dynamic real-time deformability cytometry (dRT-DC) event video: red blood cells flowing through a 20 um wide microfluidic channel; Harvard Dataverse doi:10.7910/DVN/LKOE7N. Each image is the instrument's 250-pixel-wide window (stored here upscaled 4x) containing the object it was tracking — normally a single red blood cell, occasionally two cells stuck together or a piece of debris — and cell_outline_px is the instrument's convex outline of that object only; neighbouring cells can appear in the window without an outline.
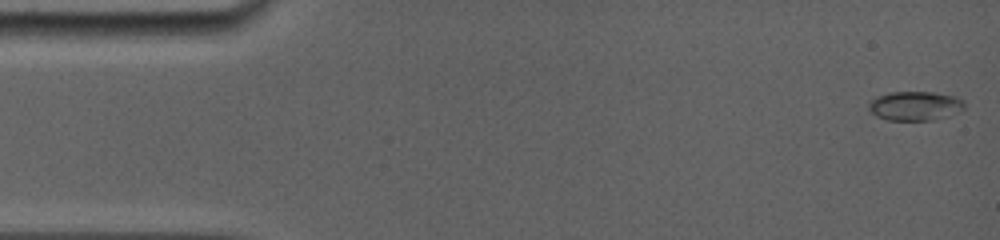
{"species": "common noctule bat (a hibernating species)", "species_latin": "Nyctalus noctula", "temperature_condition": "room temperature", "stored_images_in_passage": 44, "camera_frame_rate_fps": 5000, "um_per_image_px": 0.085, "animal": {"sex": "female", "body_mass_g": 19.0, "forearm_length_mm": 56.7}, "frame": {"image": 1, "passage_image": 1, "time_ms": 0.0, "image_size_px": [1000, 240], "cell_outline_px": [[964, 108], [960, 112], [936, 120], [888, 120], [876, 116], [868, 108], [868, 104], [876, 96], [888, 92], [932, 92], [952, 96], [964, 100]], "centroid_in_image_um": [77.78, 9.0], "position_along_channel_um": 7.2, "area_um2": 16.36}}
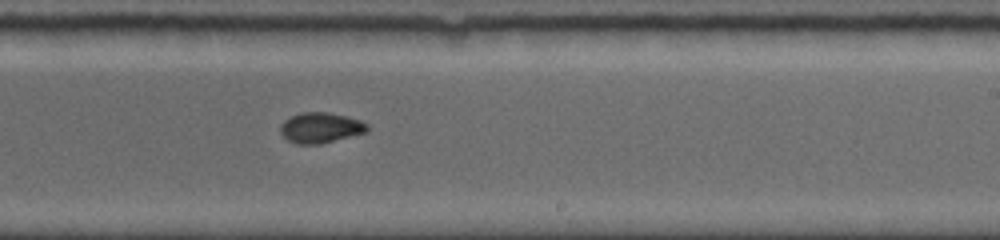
{"frame": {"image": 2, "passage_image": 22, "time_ms": 9.6, "image_size_px": [1000, 240], "cell_outline_px": [[368, 132], [320, 144], [296, 144], [288, 140], [280, 132], [280, 124], [284, 120], [300, 112], [328, 112], [348, 116], [360, 120], [368, 124]], "centroid_in_image_um": [27.26, 10.85], "position_along_channel_um": 261.7, "area_um2": 15.55}}
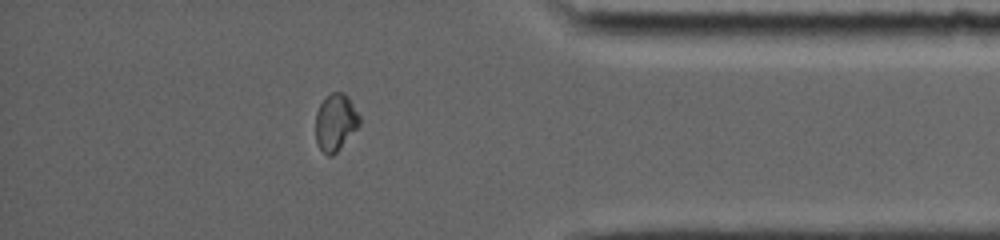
{"frame": {"image": 3, "passage_image": 39, "time_ms": 13.6, "image_size_px": [1000, 240], "cell_outline_px": [[360, 124], [340, 148], [332, 156], [328, 156], [320, 148], [316, 140], [316, 112], [320, 104], [332, 92], [344, 92], [348, 96], [360, 116]], "centroid_in_image_um": [28.52, 10.38], "position_along_channel_um": 406.7, "area_um2": 14.39}, "authors_computed_cell_mechanics": {"area_um2": 15.4037, "velocity_mm_per_s": 3.9213, "shape_relaxation_time_tau1_ms": 3.8146, "shape_relaxation_time_tau2_ms": null, "deformation_change_tau1": 0.1257, "deformation_change_tau2": null}}